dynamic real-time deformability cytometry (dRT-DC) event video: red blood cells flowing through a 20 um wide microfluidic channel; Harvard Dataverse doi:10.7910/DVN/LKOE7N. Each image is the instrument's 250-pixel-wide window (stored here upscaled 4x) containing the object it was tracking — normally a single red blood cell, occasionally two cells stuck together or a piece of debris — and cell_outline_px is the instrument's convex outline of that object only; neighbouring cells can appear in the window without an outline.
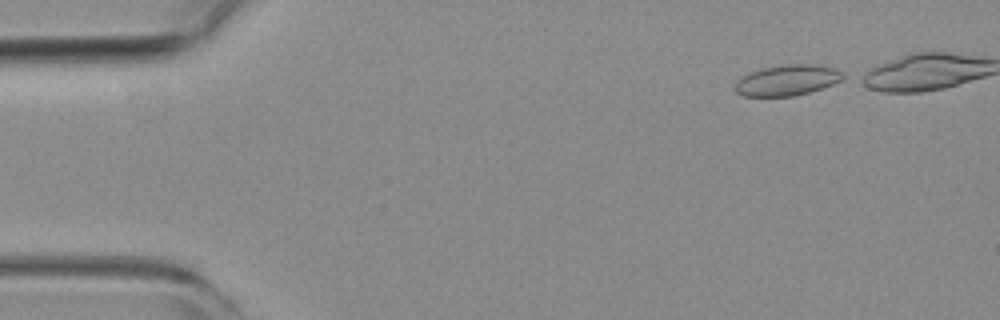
{"species": "common noctule bat (a hibernating species)", "species_latin": "Nyctalus noctula", "temperature_condition": "room temperature", "stored_images_in_passage": 10, "camera_frame_rate_fps": 3000, "um_per_image_px": 0.085, "animal": {"sex": "female", "body_mass_g": 19.3, "forearm_length_mm": 54.1}, "frame": {"image": 1, "passage_image": 1, "time_ms": 0.0, "image_size_px": [1000, 320], "cell_outline_px": [[848, 76], [832, 84], [808, 92], [792, 96], [744, 96], [736, 92], [736, 80], [748, 72], [760, 68], [784, 64], [816, 64], [836, 68]], "centroid_in_image_um": [66.91, 6.79], "position_along_channel_um": 18.1, "area_um2": 19.42}}
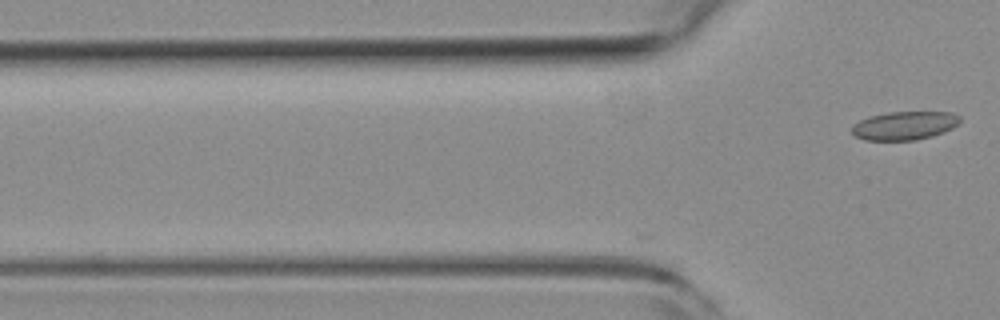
{"frame": {"image": 2, "passage_image": 10, "time_ms": 3.0, "image_size_px": [1000, 320], "cell_outline_px": [[960, 120], [952, 128], [944, 132], [932, 136], [916, 140], [864, 140], [856, 136], [852, 132], [852, 124], [868, 116], [888, 112], [952, 112], [960, 116]], "centroid_in_image_um": [76.86, 10.67], "position_along_channel_um": 48.9, "area_um2": 17.98}}